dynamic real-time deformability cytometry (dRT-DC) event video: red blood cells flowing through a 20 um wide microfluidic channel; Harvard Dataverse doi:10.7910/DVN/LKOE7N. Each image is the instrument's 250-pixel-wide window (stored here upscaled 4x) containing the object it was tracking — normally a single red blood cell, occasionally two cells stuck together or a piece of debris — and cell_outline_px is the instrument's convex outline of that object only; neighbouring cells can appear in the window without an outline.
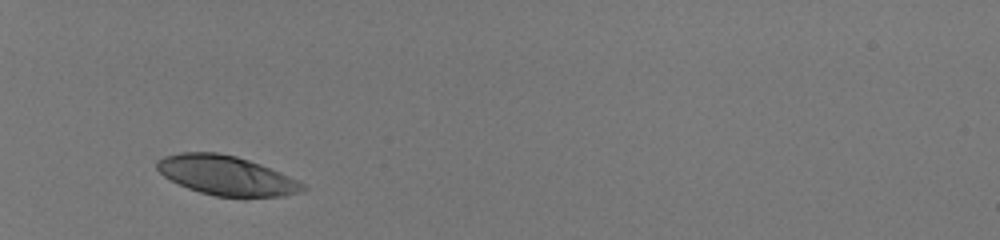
{"species": "human", "species_latin": "Homo sapiens", "temperature_condition": "room temperature", "stored_images_in_passage": 30, "camera_frame_rate_fps": 3000, "um_per_image_px": 0.085, "donor": {"sex": "male"}, "frame": {"image": 1, "passage_image": 1, "time_ms": 0.0, "image_size_px": [1000, 240], "cell_outline_px": [[308, 188], [300, 192], [280, 196], [244, 200], [216, 196], [200, 192], [188, 188], [164, 176], [156, 168], [156, 160], [164, 156], [180, 152], [216, 152], [236, 156], [260, 164], [280, 172], [308, 184]], "centroid_in_image_um": [19.3, 14.95], "position_along_channel_um": 65.7, "area_um2": 34.22}}
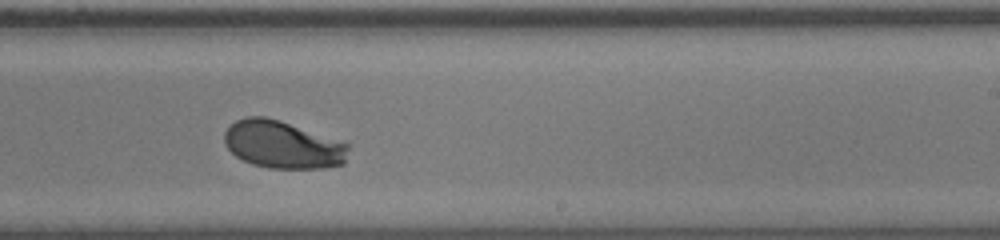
{"frame": {"image": 2, "passage_image": 18, "time_ms": 5.667, "image_size_px": [1000, 240], "cell_outline_px": [[348, 148], [344, 164], [324, 168], [268, 168], [252, 164], [236, 156], [224, 144], [224, 132], [236, 120], [244, 116], [264, 116], [280, 120], [348, 144]], "centroid_in_image_um": [23.99, 12.3], "position_along_channel_um": 265.0, "area_um2": 34.16}}
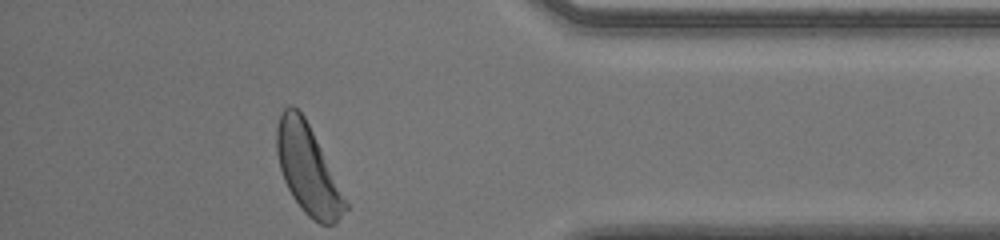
{"frame": {"image": 3, "passage_image": 30, "time_ms": 9.667, "image_size_px": [1000, 240], "cell_outline_px": [[348, 208], [336, 224], [320, 224], [312, 220], [300, 208], [292, 196], [284, 180], [280, 168], [276, 152], [276, 128], [280, 112], [288, 104], [292, 104], [304, 116], [348, 204]], "centroid_in_image_um": [26.13, 14.4], "position_along_channel_um": 409.1, "area_um2": 35.08}, "authors_computed_cell_mechanics": {"area_um2": 34.5933, "velocity_mm_per_s": 3.9649, "shape_relaxation_time_tau1_ms": 1.7259, "shape_relaxation_time_tau2_ms": null, "deformation_change_tau1": 0.1407, "deformation_change_tau2": null}}